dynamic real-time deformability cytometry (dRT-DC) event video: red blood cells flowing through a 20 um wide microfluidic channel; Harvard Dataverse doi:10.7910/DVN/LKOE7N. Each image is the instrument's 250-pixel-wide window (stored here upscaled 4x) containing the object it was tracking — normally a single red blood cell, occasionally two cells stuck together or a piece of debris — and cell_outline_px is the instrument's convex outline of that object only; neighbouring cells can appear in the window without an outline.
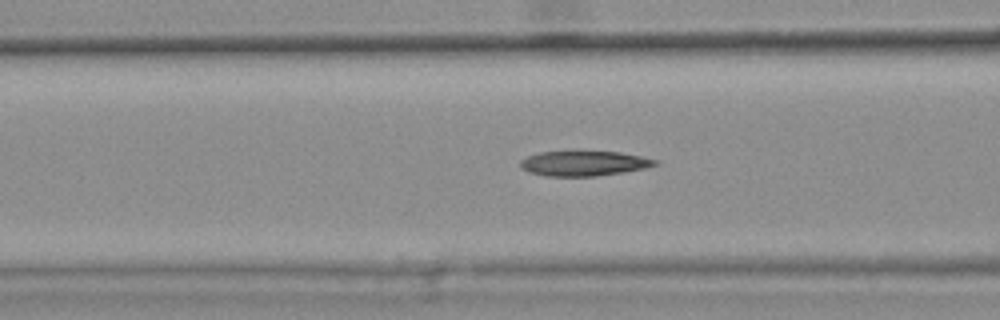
{"species": "common noctule bat (a hibernating species)", "species_latin": "Nyctalus noctula", "temperature_condition": "warm", "stored_images_in_passage": 46, "camera_frame_rate_fps": 3000, "um_per_image_px": 0.085, "animal": {"sex": "female", "body_mass_g": 25.1}, "frame": {"image": 1, "passage_image": 20, "time_ms": 6.333, "image_size_px": [1000, 320], "cell_outline_px": [[656, 164], [644, 168], [596, 176], [548, 176], [528, 172], [520, 168], [520, 160], [528, 156], [540, 152], [620, 152], [640, 156], [656, 160]], "centroid_in_image_um": [49.56, 13.89], "position_along_channel_um": 117.0, "area_um2": 19.19}, "authors_computed_cell_mechanics": {"area_um2": 20.1722, "velocity_mm_per_s": 3.8242, "shape_relaxation_time_tau1_ms": null, "shape_relaxation_time_tau2_ms": 6.4057, "deformation_change_tau1": null, "deformation_change_tau2": 0.1833}}